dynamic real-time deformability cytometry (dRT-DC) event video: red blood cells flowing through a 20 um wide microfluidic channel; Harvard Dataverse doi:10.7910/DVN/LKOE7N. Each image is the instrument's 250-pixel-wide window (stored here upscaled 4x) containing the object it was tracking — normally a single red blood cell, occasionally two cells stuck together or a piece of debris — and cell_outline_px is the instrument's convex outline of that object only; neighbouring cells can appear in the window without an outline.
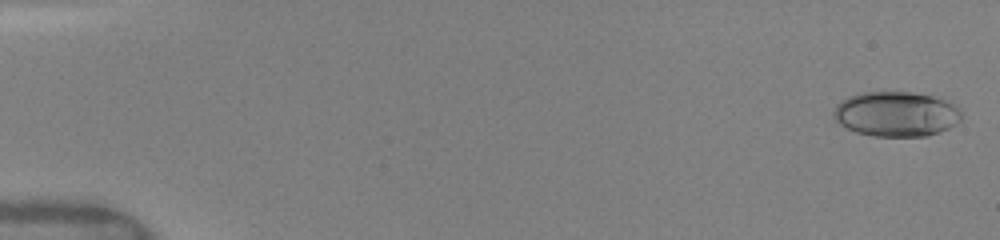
{"species": "human", "species_latin": "Homo sapiens", "temperature_condition": "warm", "stored_images_in_passage": 22, "camera_frame_rate_fps": 3000, "um_per_image_px": 0.085, "donor": {"sex": "female"}, "frame": {"image": 1, "passage_image": 1, "time_ms": 0.0, "image_size_px": [1000, 240], "cell_outline_px": [[960, 120], [956, 124], [948, 128], [928, 136], [872, 136], [856, 132], [840, 124], [832, 116], [832, 112], [836, 104], [848, 96], [860, 92], [912, 92], [932, 96], [944, 100], [952, 104], [960, 112]], "centroid_in_image_um": [76.12, 9.69], "position_along_channel_um": 8.9, "area_um2": 33.41}}
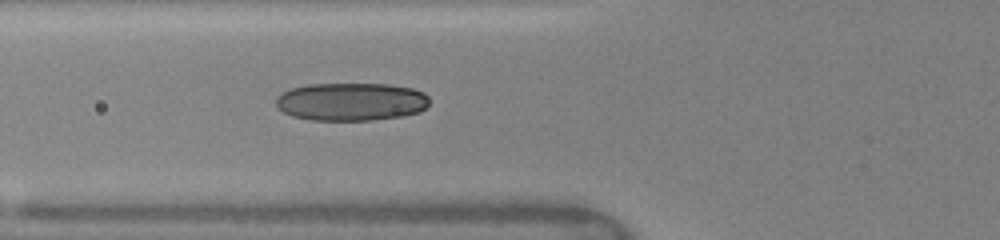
{"frame": {"image": 2, "passage_image": 13, "time_ms": 6.0, "image_size_px": [1000, 240], "cell_outline_px": [[428, 108], [420, 112], [400, 116], [372, 120], [312, 120], [292, 116], [284, 112], [276, 104], [276, 96], [280, 92], [292, 88], [308, 84], [388, 84], [412, 88], [424, 92], [428, 96]], "centroid_in_image_um": [29.86, 8.64], "position_along_channel_um": 95.9, "area_um2": 34.16}}
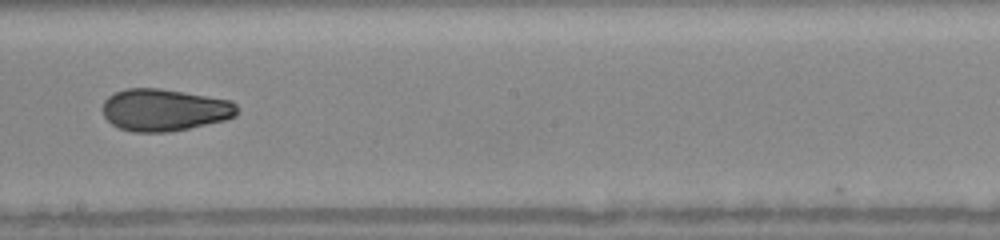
{"frame": {"image": 3, "passage_image": 20, "time_ms": 9.333, "image_size_px": [1000, 240], "cell_outline_px": [[236, 116], [224, 120], [188, 128], [168, 132], [132, 132], [120, 128], [112, 124], [104, 116], [104, 100], [108, 96], [124, 88], [160, 88], [232, 100], [236, 104]], "centroid_in_image_um": [13.97, 9.33], "position_along_channel_um": 234.2, "area_um2": 32.89}}